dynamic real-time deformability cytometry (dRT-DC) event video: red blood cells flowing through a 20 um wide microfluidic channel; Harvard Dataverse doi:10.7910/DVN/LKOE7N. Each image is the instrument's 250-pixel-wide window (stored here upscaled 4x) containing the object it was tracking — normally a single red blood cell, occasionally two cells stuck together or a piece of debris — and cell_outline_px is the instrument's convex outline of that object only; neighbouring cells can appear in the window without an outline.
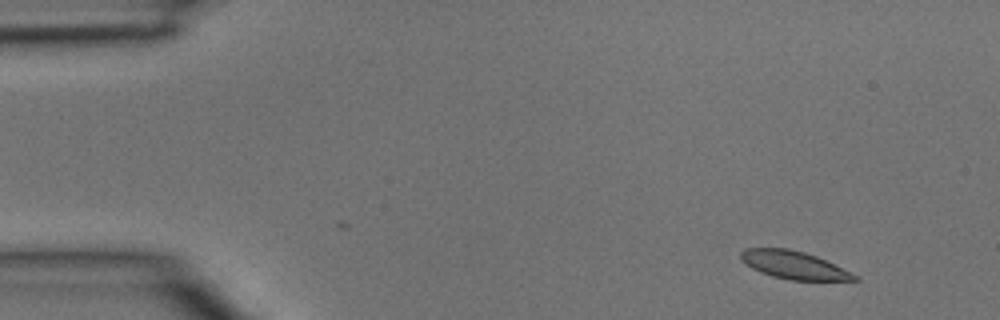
{"species": "common noctule bat (a hibernating species)", "species_latin": "Nyctalus noctula", "temperature_condition": "room temperature", "stored_images_in_passage": 4, "camera_frame_rate_fps": 3000, "um_per_image_px": 0.085, "animal": {"sex": "male", "body_mass_g": 15.6}, "frame": {"image": 1, "passage_image": 1, "time_ms": 0.0, "image_size_px": [1000, 320], "cell_outline_px": [[860, 280], [788, 280], [772, 276], [760, 272], [752, 268], [740, 260], [740, 252], [744, 248], [788, 248], [804, 252], [816, 256], [860, 276]], "centroid_in_image_um": [67.46, 22.52], "position_along_channel_um": 17.5, "area_um2": 18.5}}
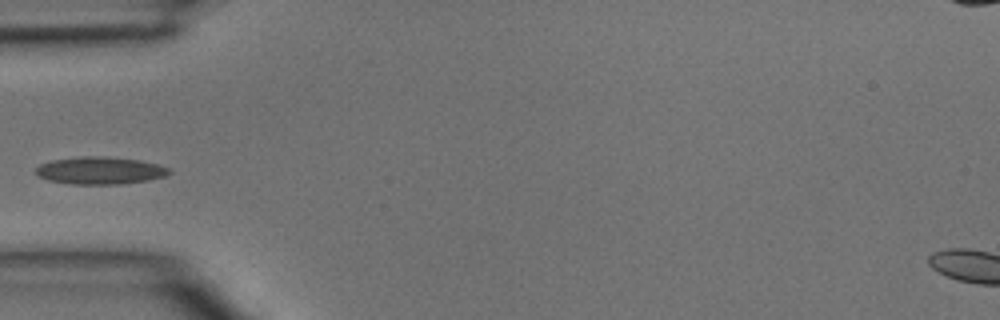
{"frame": {"image": 2, "passage_image": 4, "time_ms": 1.0, "image_size_px": [1000, 320], "cell_outline_px": [[172, 172], [164, 176], [148, 180], [120, 184], [72, 184], [48, 180], [36, 176], [36, 168], [40, 164], [52, 160], [80, 156], [100, 156], [140, 160], [156, 164], [168, 168]], "centroid_in_image_um": [8.47, 14.49], "position_along_channel_um": 76.5, "area_um2": 21.21}}